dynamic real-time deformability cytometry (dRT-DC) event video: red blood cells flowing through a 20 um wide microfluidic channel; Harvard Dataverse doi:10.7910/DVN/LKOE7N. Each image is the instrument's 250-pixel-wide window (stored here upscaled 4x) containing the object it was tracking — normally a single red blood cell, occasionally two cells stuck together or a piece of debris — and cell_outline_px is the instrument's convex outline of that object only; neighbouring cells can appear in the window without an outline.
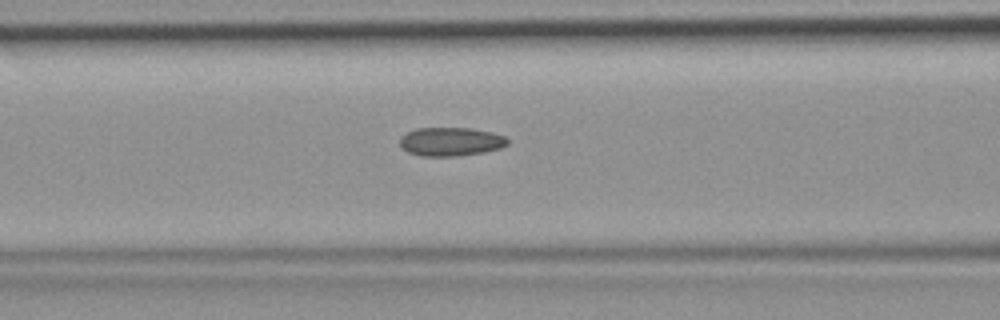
{"species": "common noctule bat (a hibernating species)", "species_latin": "Nyctalus noctula", "temperature_condition": "room temperature", "stored_images_in_passage": 43, "camera_frame_rate_fps": 3000, "um_per_image_px": 0.085, "animal": {"sex": "female", "body_mass_g": 19.9}, "frame": {"image": 1, "passage_image": 19, "time_ms": 6.0, "image_size_px": [1000, 320], "cell_outline_px": [[508, 144], [500, 148], [484, 152], [456, 156], [420, 156], [408, 152], [400, 144], [400, 136], [416, 128], [468, 128], [492, 132], [504, 136], [508, 140]], "centroid_in_image_um": [38.31, 12.04], "position_along_channel_um": 128.3, "area_um2": 17.92}}
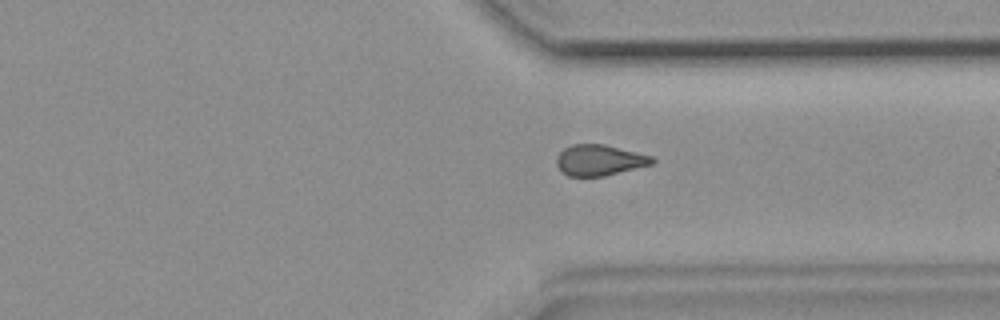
{"frame": {"image": 2, "passage_image": 35, "time_ms": 11.333, "image_size_px": [1000, 320], "cell_outline_px": [[656, 160], [652, 164], [604, 176], [568, 176], [560, 172], [556, 164], [556, 156], [564, 148], [572, 144], [604, 144], [652, 156]], "centroid_in_image_um": [50.91, 13.61], "position_along_channel_um": 360.5, "area_um2": 17.22}}
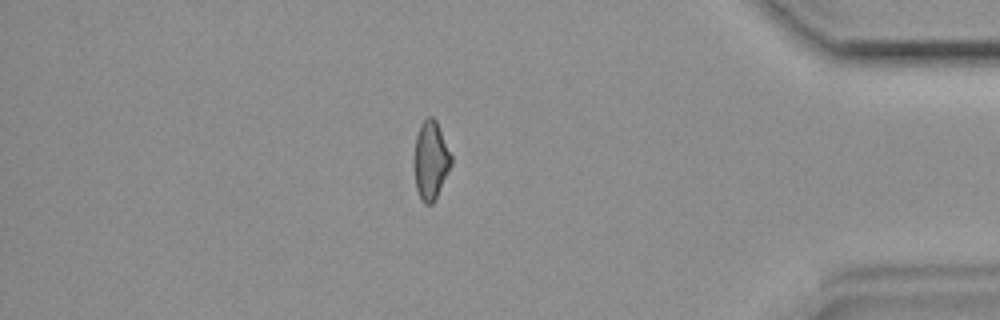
{"frame": {"image": 3, "passage_image": 40, "time_ms": 13.0, "image_size_px": [1000, 320], "cell_outline_px": [[452, 164], [432, 204], [424, 204], [416, 188], [416, 136], [420, 124], [428, 116], [432, 116], [436, 120], [452, 156]], "centroid_in_image_um": [36.64, 13.59], "position_along_channel_um": 398.6, "area_um2": 16.3}}